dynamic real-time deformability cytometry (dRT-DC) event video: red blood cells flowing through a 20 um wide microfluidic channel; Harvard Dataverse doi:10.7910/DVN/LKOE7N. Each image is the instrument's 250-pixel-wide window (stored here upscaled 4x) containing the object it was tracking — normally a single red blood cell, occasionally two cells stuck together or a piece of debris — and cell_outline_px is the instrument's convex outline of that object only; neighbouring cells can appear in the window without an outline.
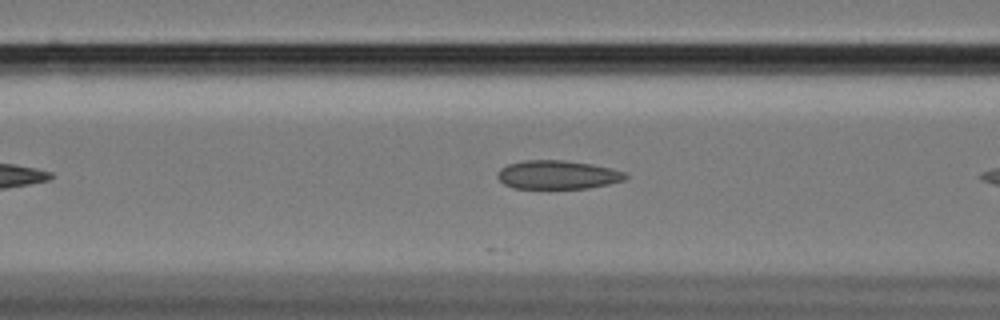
{"species": "Egyptian fruit bat (a non-hibernating species)", "species_latin": "Rousettus aegyptiacus", "temperature_condition": "cold", "stored_images_in_passage": 9, "camera_frame_rate_fps": 3000, "um_per_image_px": 0.085, "animal": {"sex": "female"}, "frame": {"image": 1, "passage_image": 7, "time_ms": 2.0, "image_size_px": [1000, 320], "cell_outline_px": [[628, 176], [624, 180], [608, 184], [588, 188], [512, 188], [504, 184], [496, 176], [496, 172], [500, 168], [508, 164], [524, 160], [564, 160], [592, 164], [612, 168], [624, 172]], "centroid_in_image_um": [47.37, 14.85], "position_along_channel_um": 119.2, "area_um2": 21.44}}